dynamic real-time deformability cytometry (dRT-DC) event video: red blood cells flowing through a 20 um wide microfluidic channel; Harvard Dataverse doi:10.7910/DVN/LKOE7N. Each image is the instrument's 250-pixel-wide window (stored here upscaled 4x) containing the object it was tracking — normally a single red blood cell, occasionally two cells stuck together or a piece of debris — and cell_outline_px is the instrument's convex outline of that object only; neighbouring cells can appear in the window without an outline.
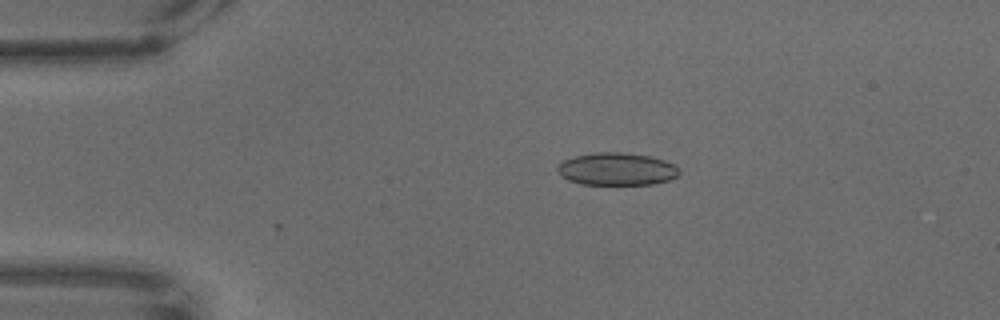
{"species": "common noctule bat (a hibernating species)", "species_latin": "Nyctalus noctula", "temperature_condition": "warm", "stored_images_in_passage": 3, "camera_frame_rate_fps": 3000, "um_per_image_px": 0.085, "animal": {"sex": "male", "body_mass_g": 18.8}, "frame": {"image": 1, "passage_image": 1, "time_ms": 0.0, "image_size_px": [1000, 320], "cell_outline_px": [[680, 172], [676, 176], [668, 180], [652, 184], [580, 184], [568, 180], [556, 168], [564, 160], [572, 156], [596, 152], [624, 152], [652, 156], [676, 164], [680, 168]], "centroid_in_image_um": [52.46, 14.35], "position_along_channel_um": 32.5, "area_um2": 23.18}}